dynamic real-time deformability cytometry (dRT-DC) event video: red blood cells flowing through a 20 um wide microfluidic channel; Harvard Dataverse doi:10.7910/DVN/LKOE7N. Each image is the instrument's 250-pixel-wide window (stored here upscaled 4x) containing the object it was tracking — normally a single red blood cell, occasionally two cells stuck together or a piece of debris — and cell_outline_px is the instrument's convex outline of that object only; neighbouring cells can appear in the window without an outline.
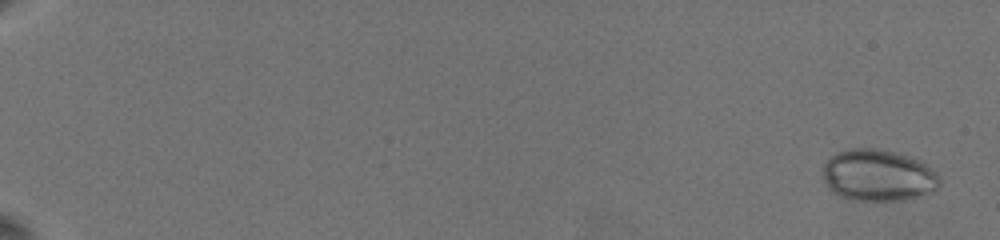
{"species": "common noctule bat (a hibernating species)", "species_latin": "Nyctalus noctula", "temperature_condition": "warm", "stored_images_in_passage": 36, "camera_frame_rate_fps": 3000, "um_per_image_px": 0.085, "animal": {"sex": "female", "body_mass_g": 19.5, "forearm_length_mm": 54.1}, "frame": {"image": 1, "passage_image": 1, "time_ms": 0.0, "image_size_px": [1000, 240], "cell_outline_px": [[940, 184], [936, 188], [928, 192], [904, 200], [860, 200], [844, 196], [828, 188], [824, 184], [820, 172], [820, 168], [836, 152], [848, 148], [876, 148], [896, 152], [920, 160], [936, 172], [940, 180]], "centroid_in_image_um": [74.59, 14.87], "position_along_channel_um": 10.4, "area_um2": 35.08}}
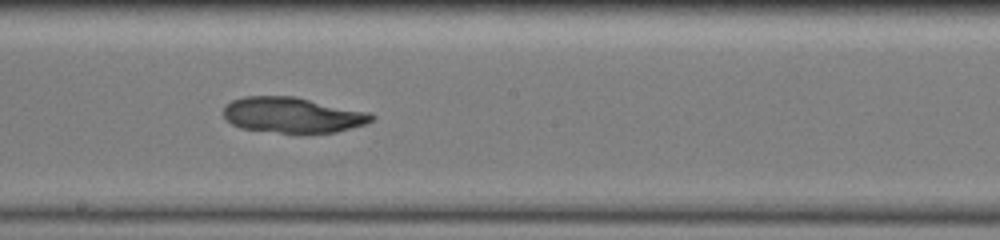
{"frame": {"image": 2, "passage_image": 24, "time_ms": 13.0, "image_size_px": [1000, 240], "cell_outline_px": [[376, 116], [372, 120], [364, 124], [352, 128], [336, 132], [308, 136], [296, 136], [240, 128], [232, 124], [224, 116], [224, 104], [232, 100], [244, 96], [296, 96], [368, 112]], "centroid_in_image_um": [24.87, 9.82], "position_along_channel_um": 223.3, "area_um2": 31.79}}
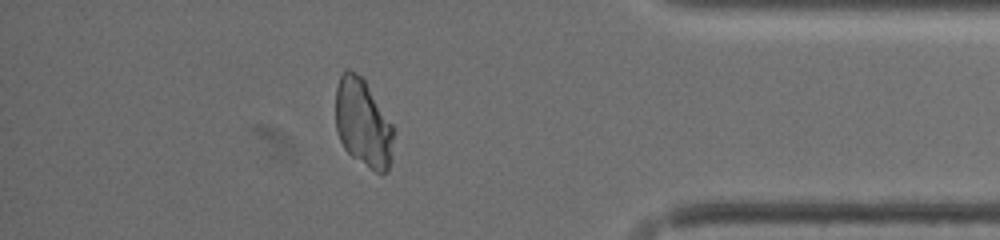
{"frame": {"image": 3, "passage_image": 33, "time_ms": 19.0, "image_size_px": [1000, 240], "cell_outline_px": [[396, 132], [388, 168], [384, 172], [376, 172], [352, 156], [344, 148], [336, 132], [336, 88], [340, 76], [344, 68], [348, 68], [360, 76], [364, 80], [392, 124]], "centroid_in_image_um": [30.85, 10.45], "position_along_channel_um": 404.4, "area_um2": 29.59}}